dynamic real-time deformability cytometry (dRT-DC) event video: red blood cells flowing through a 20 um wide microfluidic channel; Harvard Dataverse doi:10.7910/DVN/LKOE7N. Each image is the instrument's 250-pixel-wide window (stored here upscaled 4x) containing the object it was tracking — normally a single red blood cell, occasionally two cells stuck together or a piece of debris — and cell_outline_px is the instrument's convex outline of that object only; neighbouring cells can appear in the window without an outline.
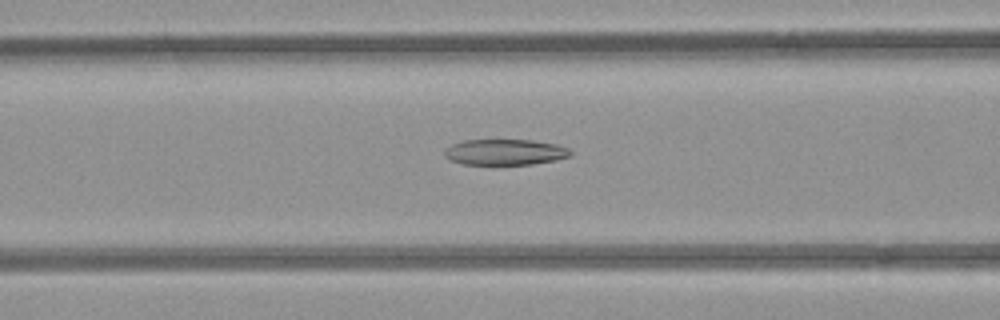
{"species": "common noctule bat (a hibernating species)", "species_latin": "Nyctalus noctula", "temperature_condition": "room temperature", "stored_images_in_passage": 52, "camera_frame_rate_fps": 3000, "um_per_image_px": 0.085, "animal": {"sex": "female", "body_mass_g": 21.9}, "frame": {"image": 1, "passage_image": 20, "time_ms": 6.333, "image_size_px": [1000, 320], "cell_outline_px": [[572, 156], [556, 160], [532, 164], [464, 164], [452, 160], [444, 156], [444, 152], [452, 144], [464, 140], [532, 140], [556, 144], [568, 148], [572, 152]], "centroid_in_image_um": [42.97, 12.92], "position_along_channel_um": 123.6, "area_um2": 18.84}}
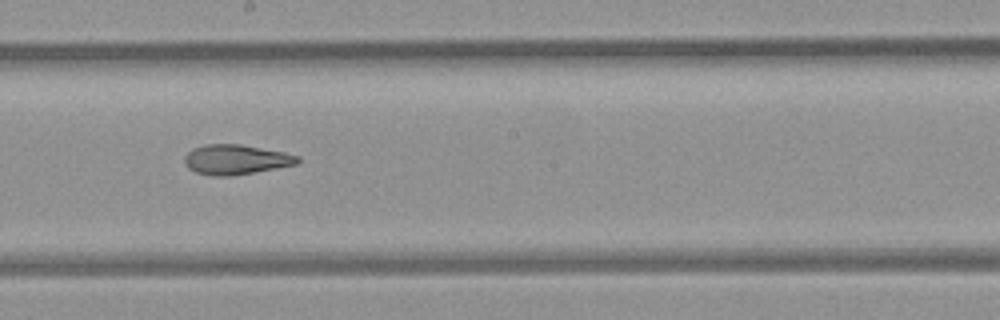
{"frame": {"image": 2, "passage_image": 28, "time_ms": 9.0, "image_size_px": [1000, 320], "cell_outline_px": [[300, 160], [296, 164], [276, 168], [232, 176], [212, 176], [196, 172], [188, 168], [184, 160], [184, 156], [192, 148], [204, 144], [240, 144], [284, 152], [300, 156]], "centroid_in_image_um": [20.03, 13.56], "position_along_channel_um": 228.2, "area_um2": 19.71}}
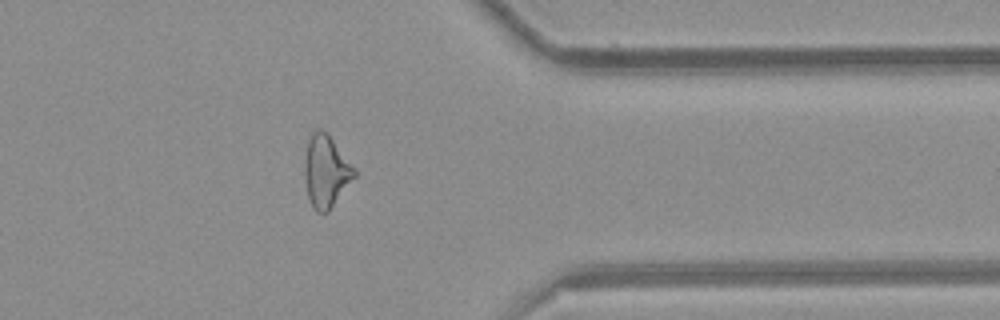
{"frame": {"image": 3, "passage_image": 41, "time_ms": 13.333, "image_size_px": [1000, 320], "cell_outline_px": [[356, 176], [328, 212], [316, 212], [312, 208], [308, 196], [304, 176], [304, 164], [308, 140], [312, 132], [316, 128], [320, 128], [328, 132], [356, 168]], "centroid_in_image_um": [27.72, 14.53], "position_along_channel_um": 383.7, "area_um2": 21.27}, "authors_computed_cell_mechanics": {"area_um2": 21.3571, "velocity_mm_per_s": 3.9008, "shape_relaxation_time_tau1_ms": null, "shape_relaxation_time_tau2_ms": 3.7385, "deformation_change_tau1": null, "deformation_change_tau2": 0.1329}}